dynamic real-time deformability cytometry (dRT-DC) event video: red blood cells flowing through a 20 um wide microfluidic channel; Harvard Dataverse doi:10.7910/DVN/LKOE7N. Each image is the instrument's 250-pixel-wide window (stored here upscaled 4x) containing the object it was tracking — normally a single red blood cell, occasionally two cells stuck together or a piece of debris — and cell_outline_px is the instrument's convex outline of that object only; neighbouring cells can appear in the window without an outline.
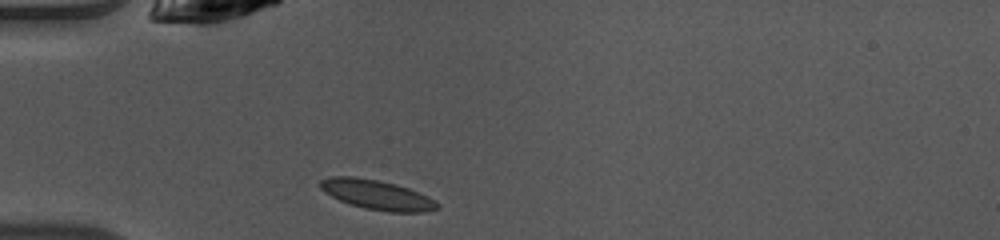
{"species": "common noctule bat (a hibernating species)", "species_latin": "Nyctalus noctula", "temperature_condition": "warm", "stored_images_in_passage": 36, "camera_frame_rate_fps": 3000, "um_per_image_px": 0.085, "animal": {"sex": "female", "body_mass_g": 10.0, "forearm_length_mm": 53.1}, "frame": {"image": 1, "passage_image": 1, "time_ms": 0.0, "image_size_px": [1000, 240], "cell_outline_px": [[440, 208], [424, 212], [388, 212], [364, 208], [340, 200], [324, 192], [320, 188], [320, 180], [328, 176], [352, 176], [376, 180], [396, 184], [408, 188], [428, 196], [436, 200], [440, 204]], "centroid_in_image_um": [32.07, 16.56], "position_along_channel_um": 52.9, "area_um2": 20.23}}
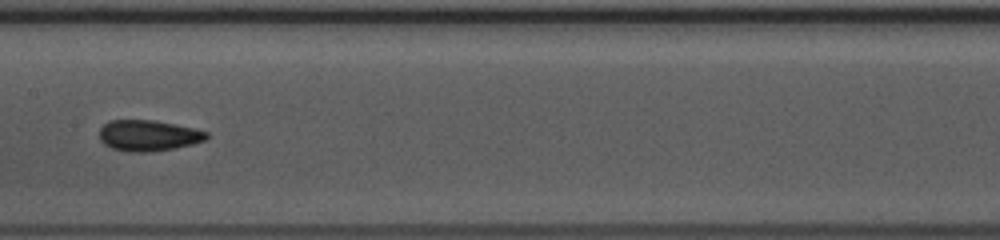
{"frame": {"image": 2, "passage_image": 12, "time_ms": 3.667, "image_size_px": [1000, 240], "cell_outline_px": [[208, 136], [204, 140], [192, 144], [152, 152], [128, 152], [112, 148], [104, 144], [100, 140], [100, 128], [108, 120], [152, 120], [192, 128], [208, 132]], "centroid_in_image_um": [12.56, 11.52], "position_along_channel_um": 194.8, "area_um2": 19.13}}
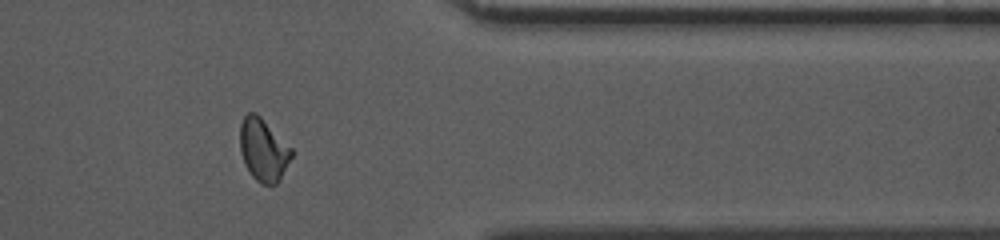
{"frame": {"image": 3, "passage_image": 27, "time_ms": 8.667, "image_size_px": [1000, 240], "cell_outline_px": [[292, 156], [280, 180], [276, 184], [260, 184], [252, 176], [244, 164], [240, 152], [240, 124], [244, 116], [248, 112], [256, 112], [292, 148]], "centroid_in_image_um": [22.37, 12.74], "position_along_channel_um": 389.0, "area_um2": 18.84}, "authors_computed_cell_mechanics": {"area_um2": 18.5538, "velocity_mm_per_s": 4.1185, "shape_relaxation_time_tau1_ms": 4.0053, "shape_relaxation_time_tau2_ms": 1.3138, "deformation_change_tau1": 0.0955, "deformation_change_tau2": 0.0592}}